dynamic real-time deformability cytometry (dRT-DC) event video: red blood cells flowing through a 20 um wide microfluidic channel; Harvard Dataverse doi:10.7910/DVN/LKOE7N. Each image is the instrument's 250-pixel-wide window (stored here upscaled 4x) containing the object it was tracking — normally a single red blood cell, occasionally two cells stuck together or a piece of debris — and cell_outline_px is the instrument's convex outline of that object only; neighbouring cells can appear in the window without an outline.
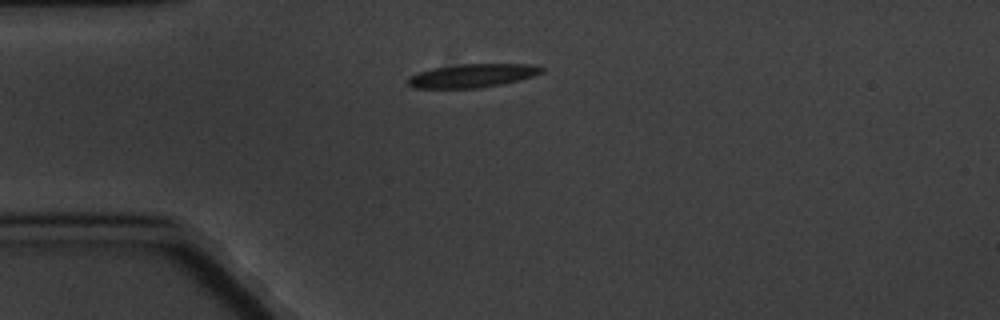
{"species": "common noctule bat (a hibernating species)", "species_latin": "Nyctalus noctula", "temperature_condition": "cold", "stored_images_in_passage": 4, "camera_frame_rate_fps": 3000, "um_per_image_px": 0.085, "animal": {"sex": "male", "body_mass_g": 20.1, "forearm_length_mm": 53.5}, "frame": {"image": 1, "passage_image": 1, "time_ms": 0.0, "image_size_px": [1000, 320], "cell_outline_px": [[544, 72], [532, 76], [500, 84], [476, 88], [412, 88], [408, 84], [408, 80], [412, 76], [420, 72], [432, 68], [460, 64], [532, 64], [544, 68]], "centroid_in_image_um": [40.15, 6.42], "position_along_channel_um": 44.8, "area_um2": 18.03}}